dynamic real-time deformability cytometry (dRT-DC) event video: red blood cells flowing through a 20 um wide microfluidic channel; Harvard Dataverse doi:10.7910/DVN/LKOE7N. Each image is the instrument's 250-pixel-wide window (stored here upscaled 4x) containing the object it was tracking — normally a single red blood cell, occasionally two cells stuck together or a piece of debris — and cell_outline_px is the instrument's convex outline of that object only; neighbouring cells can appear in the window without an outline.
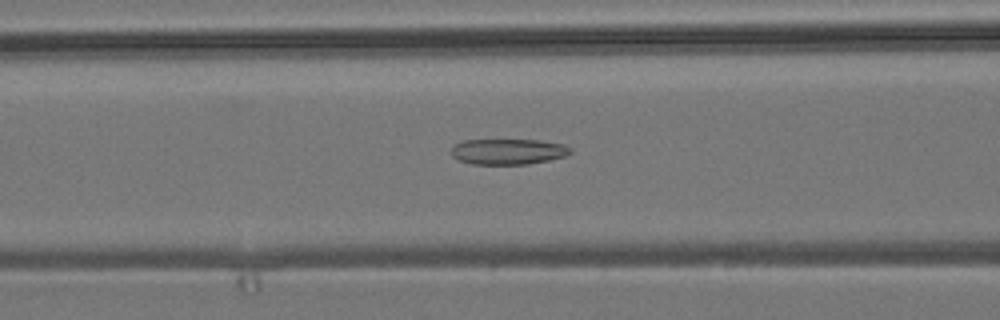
{"species": "common noctule bat (a hibernating species)", "species_latin": "Nyctalus noctula", "temperature_condition": "room temperature", "stored_images_in_passage": 54, "camera_frame_rate_fps": 3000, "um_per_image_px": 0.085, "animal": {"sex": "male", "body_mass_g": 19.2, "forearm_length_mm": 51.8}, "frame": {"image": 1, "passage_image": 22, "time_ms": 7.0, "image_size_px": [1000, 320], "cell_outline_px": [[572, 152], [564, 156], [548, 160], [528, 164], [472, 164], [460, 160], [452, 156], [448, 152], [456, 144], [464, 140], [540, 140], [564, 144], [572, 148]], "centroid_in_image_um": [43.19, 12.88], "position_along_channel_um": 123.4, "area_um2": 17.86}}
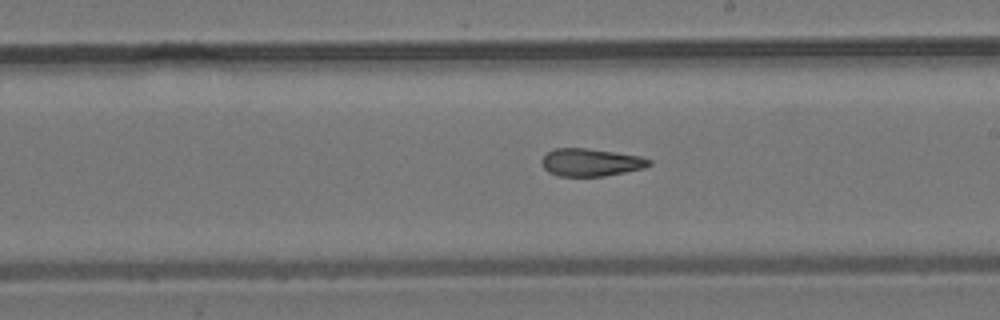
{"frame": {"image": 2, "passage_image": 31, "time_ms": 10.0, "image_size_px": [1000, 320], "cell_outline_px": [[652, 164], [644, 168], [604, 176], [560, 176], [548, 172], [544, 168], [540, 160], [552, 148], [588, 148], [640, 156], [652, 160]], "centroid_in_image_um": [50.21, 13.79], "position_along_channel_um": 238.8, "area_um2": 17.34}}
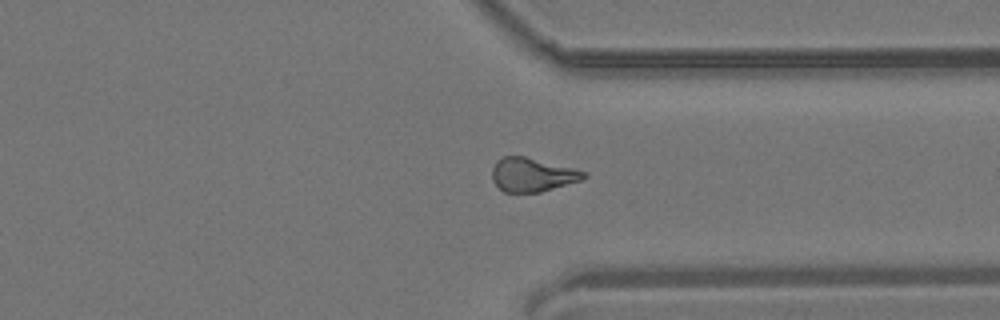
{"frame": {"image": 3, "passage_image": 41, "time_ms": 13.333, "image_size_px": [1000, 320], "cell_outline_px": [[588, 176], [584, 180], [540, 192], [504, 192], [492, 180], [492, 168], [496, 160], [500, 156], [524, 156], [588, 172]], "centroid_in_image_um": [45.26, 14.85], "position_along_channel_um": 366.1, "area_um2": 18.15}, "authors_computed_cell_mechanics": {"area_um2": 18.3515, "velocity_mm_per_s": 3.8426, "shape_relaxation_time_tau1_ms": null, "shape_relaxation_time_tau2_ms": 3.1477, "deformation_change_tau1": null, "deformation_change_tau2": 0.122}}